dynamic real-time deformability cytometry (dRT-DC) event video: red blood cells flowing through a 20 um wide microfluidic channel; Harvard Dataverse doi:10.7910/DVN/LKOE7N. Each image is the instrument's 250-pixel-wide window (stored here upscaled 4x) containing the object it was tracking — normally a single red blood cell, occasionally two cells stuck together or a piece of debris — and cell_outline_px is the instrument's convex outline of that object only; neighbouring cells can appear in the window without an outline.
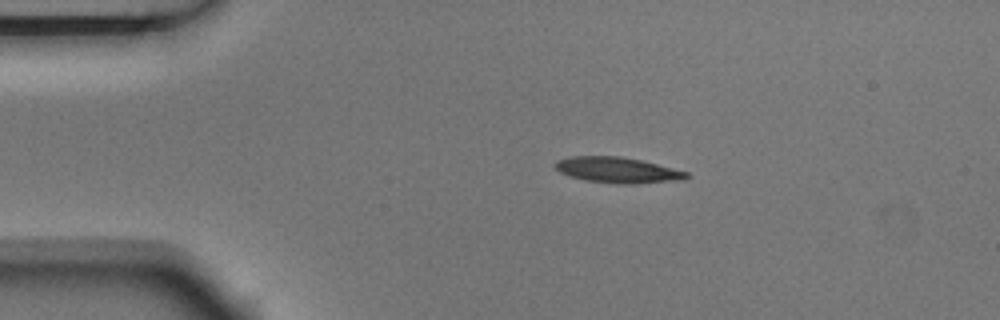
{"species": "Egyptian fruit bat (a non-hibernating species)", "species_latin": "Rousettus aegyptiacus", "temperature_condition": "room temperature", "stored_images_in_passage": 3, "camera_frame_rate_fps": 3000, "um_per_image_px": 0.085, "animal": {"sex": "male"}, "frame": {"image": 1, "passage_image": 2, "time_ms": 0.333, "image_size_px": [1000, 320], "cell_outline_px": [[692, 176], [684, 180], [628, 184], [624, 184], [584, 180], [568, 176], [560, 172], [552, 164], [556, 160], [572, 156], [620, 156], [640, 160], [688, 172]], "centroid_in_image_um": [52.48, 14.45], "position_along_channel_um": 32.5, "area_um2": 19.71}}